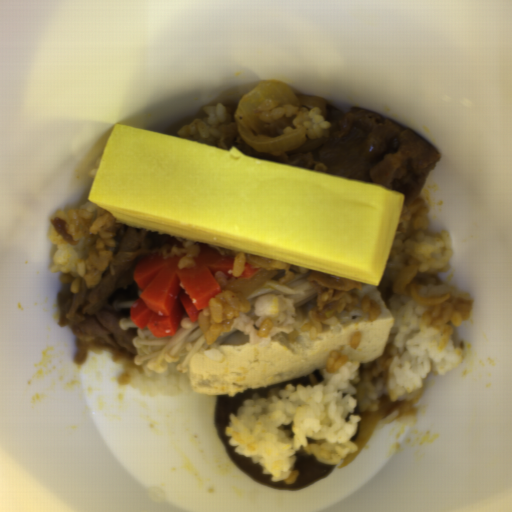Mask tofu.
I'll use <instances>...</instances> for the list:
<instances>
[{"instance_id": "obj_1", "label": "tofu", "mask_w": 512, "mask_h": 512, "mask_svg": "<svg viewBox=\"0 0 512 512\" xmlns=\"http://www.w3.org/2000/svg\"><path fill=\"white\" fill-rule=\"evenodd\" d=\"M381 313L375 319L355 305L338 315L335 324L323 325L316 338L295 329L276 332L264 346L250 343L249 335L235 330L220 346L195 353L189 366L193 392L234 397L248 389L275 385L324 370L334 352L359 363L383 355L394 319L379 289L369 293Z\"/></svg>"}]
</instances>
